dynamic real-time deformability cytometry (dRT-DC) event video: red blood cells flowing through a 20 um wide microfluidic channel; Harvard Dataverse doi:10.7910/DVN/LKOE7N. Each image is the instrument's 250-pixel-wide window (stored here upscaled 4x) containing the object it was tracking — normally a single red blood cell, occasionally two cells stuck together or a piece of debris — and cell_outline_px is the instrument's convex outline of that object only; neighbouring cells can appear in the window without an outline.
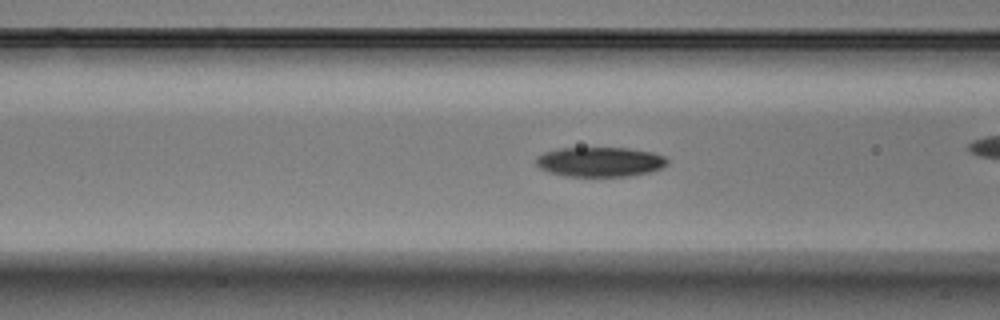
{"species": "Egyptian fruit bat (a non-hibernating species)", "species_latin": "Rousettus aegyptiacus", "temperature_condition": "warm", "stored_images_in_passage": 43, "camera_frame_rate_fps": 3000, "um_per_image_px": 0.085, "animal": {"sex": "male"}, "frame": {"image": 1, "passage_image": 9, "time_ms": 2.667, "image_size_px": [1000, 320], "cell_outline_px": [[668, 164], [660, 168], [648, 172], [628, 176], [564, 176], [540, 168], [536, 164], [536, 156], [544, 152], [560, 148], [628, 148], [652, 152], [664, 156], [668, 160]], "centroid_in_image_um": [50.99, 13.75], "position_along_channel_um": 115.6, "area_um2": 22.6}}
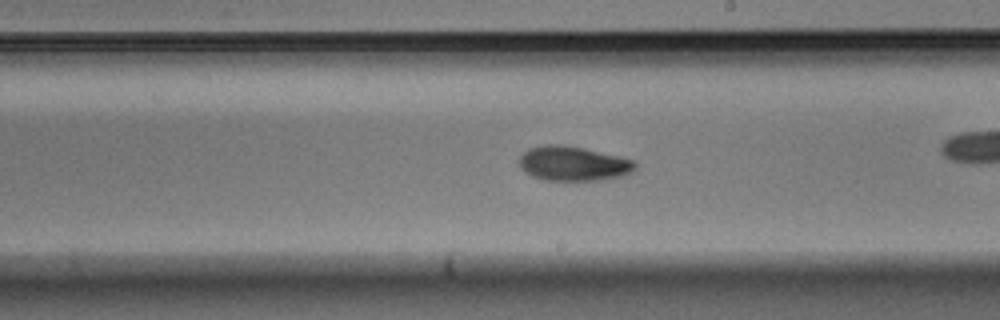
{"frame": {"image": 2, "passage_image": 19, "time_ms": 6.0, "image_size_px": [1000, 320], "cell_outline_px": [[636, 168], [632, 172], [620, 176], [596, 180], [544, 180], [532, 176], [520, 168], [520, 156], [528, 148], [544, 144], [564, 144], [584, 148], [620, 156], [636, 160]], "centroid_in_image_um": [48.73, 13.88], "position_along_channel_um": 240.3, "area_um2": 23.47}}
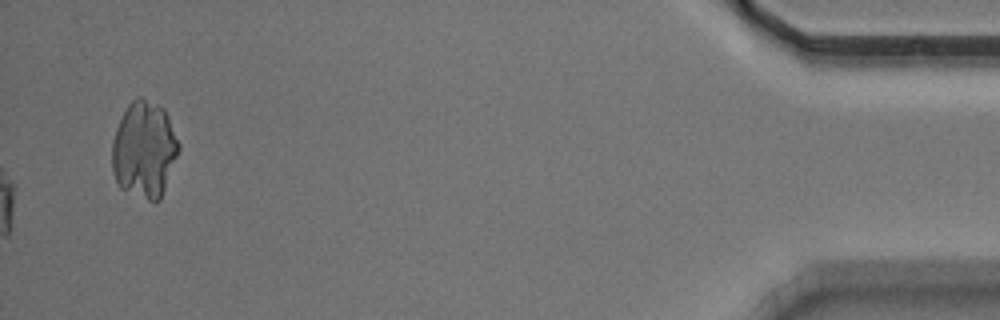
{"frame": {"image": 3, "passage_image": 43, "time_ms": 14.0, "image_size_px": [1000, 320], "cell_outline_px": [[180, 148], [160, 200], [156, 204], [120, 188], [112, 172], [112, 140], [116, 128], [128, 104], [136, 96], [140, 96], [164, 108], [168, 116], [180, 144]], "centroid_in_image_um": [12.26, 12.73], "position_along_channel_um": 422.9, "area_um2": 37.69}, "authors_computed_cell_mechanics": {"area_um2": 22.3686, "velocity_mm_per_s": 3.7419, "shape_relaxation_time_tau1_ms": 3.8759, "shape_relaxation_time_tau2_ms": 6.8338, "deformation_change_tau1": 0.1413, "deformation_change_tau2": 0.1197}}